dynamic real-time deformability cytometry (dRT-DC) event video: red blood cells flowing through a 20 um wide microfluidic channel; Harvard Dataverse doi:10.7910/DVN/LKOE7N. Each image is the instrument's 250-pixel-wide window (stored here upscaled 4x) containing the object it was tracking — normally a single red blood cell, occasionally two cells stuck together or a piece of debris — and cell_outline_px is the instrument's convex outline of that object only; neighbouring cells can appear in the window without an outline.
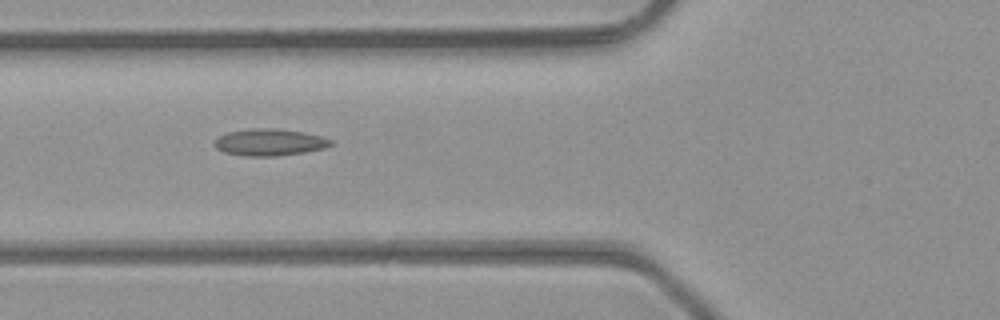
{"species": "common noctule bat (a hibernating species)", "species_latin": "Nyctalus noctula", "temperature_condition": "room temperature", "stored_images_in_passage": 2, "camera_frame_rate_fps": 3000, "um_per_image_px": 0.085, "animal": {"sex": "male", "body_mass_g": 23.1, "forearm_length_mm": 52.7}, "frame": {"image": 1, "passage_image": 2, "time_ms": 0.333, "image_size_px": [1000, 320], "cell_outline_px": [[332, 144], [328, 148], [304, 152], [276, 156], [244, 156], [224, 152], [216, 148], [216, 140], [220, 136], [228, 132], [252, 128], [276, 128], [304, 132], [320, 136], [332, 140]], "centroid_in_image_um": [22.95, 12.09], "position_along_channel_um": 102.8, "area_um2": 18.15}}